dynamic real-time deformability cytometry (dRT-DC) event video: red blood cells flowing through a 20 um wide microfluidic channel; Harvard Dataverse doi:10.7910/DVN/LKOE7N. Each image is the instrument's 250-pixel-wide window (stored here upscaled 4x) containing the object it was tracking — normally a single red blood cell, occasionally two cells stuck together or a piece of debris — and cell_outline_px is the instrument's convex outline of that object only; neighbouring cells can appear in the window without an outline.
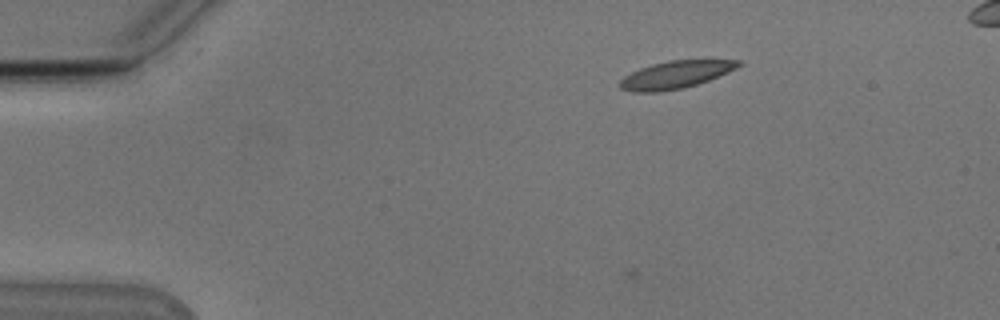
{"species": "Egyptian fruit bat (a non-hibernating species)", "species_latin": "Rousettus aegyptiacus", "temperature_condition": "cold", "stored_images_in_passage": 4, "camera_frame_rate_fps": 3000, "um_per_image_px": 0.085, "animal": {"sex": "male"}, "frame": {"image": 1, "passage_image": 1, "time_ms": 0.0, "image_size_px": [1000, 320], "cell_outline_px": [[744, 64], [728, 72], [708, 80], [684, 88], [660, 92], [632, 92], [620, 88], [620, 80], [624, 76], [640, 68], [652, 64], [668, 60], [740, 60]], "centroid_in_image_um": [57.42, 6.35], "position_along_channel_um": 27.6, "area_um2": 18.96}}